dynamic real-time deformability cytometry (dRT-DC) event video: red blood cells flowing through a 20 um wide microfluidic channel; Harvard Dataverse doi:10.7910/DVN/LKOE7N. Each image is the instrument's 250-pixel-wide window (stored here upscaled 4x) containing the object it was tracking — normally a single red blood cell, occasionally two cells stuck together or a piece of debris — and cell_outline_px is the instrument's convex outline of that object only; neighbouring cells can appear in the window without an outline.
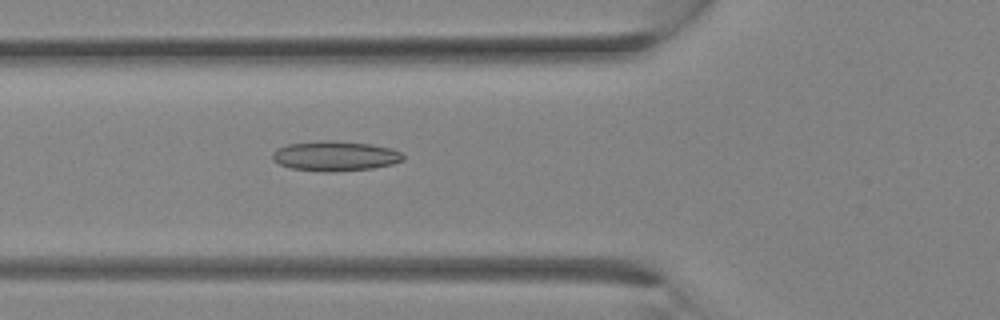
{"species": "Egyptian fruit bat (a non-hibernating species)", "species_latin": "Rousettus aegyptiacus", "temperature_condition": "room temperature", "stored_images_in_passage": 10, "camera_frame_rate_fps": 3000, "um_per_image_px": 0.085, "animal": {"sex": "female"}, "frame": {"image": 1, "passage_image": 10, "time_ms": 3.0, "image_size_px": [1000, 320], "cell_outline_px": [[404, 160], [392, 164], [372, 168], [332, 172], [324, 172], [288, 168], [272, 160], [272, 152], [276, 148], [288, 144], [320, 140], [332, 140], [372, 144], [392, 148], [400, 152], [404, 156]], "centroid_in_image_um": [28.46, 13.26], "position_along_channel_um": 97.3, "area_um2": 23.06}}